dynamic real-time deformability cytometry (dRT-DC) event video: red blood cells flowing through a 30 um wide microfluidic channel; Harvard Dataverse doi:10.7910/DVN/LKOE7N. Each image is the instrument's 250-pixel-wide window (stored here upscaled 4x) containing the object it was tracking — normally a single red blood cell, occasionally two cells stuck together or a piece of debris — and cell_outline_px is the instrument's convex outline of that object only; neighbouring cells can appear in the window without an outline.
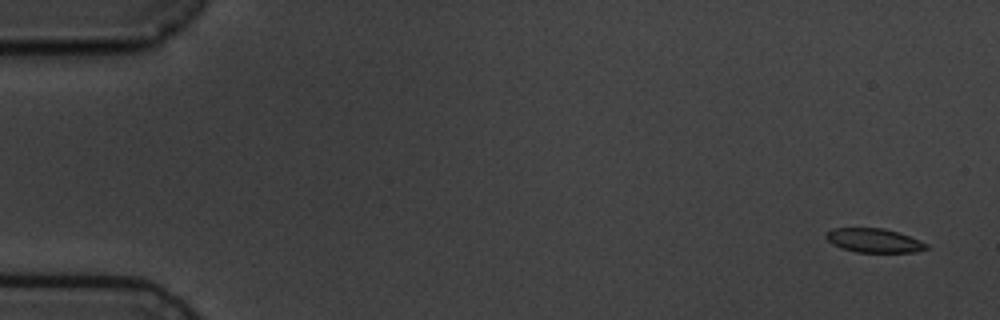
{"species": "common noctule bat (a hibernating species)", "species_latin": "Nyctalus noctula", "temperature_condition": "cold", "stored_images_in_passage": 4, "camera_frame_rate_fps": 3000, "um_per_image_px": 0.085, "animal": {"sex": "male", "body_mass_g": 19.5, "forearm_length_mm": 54.6}, "frame": {"image": 1, "passage_image": 1, "time_ms": 0.0, "image_size_px": [1000, 320], "cell_outline_px": [[928, 248], [916, 252], [856, 252], [840, 248], [832, 244], [824, 236], [832, 228], [884, 228], [920, 240], [928, 244]], "centroid_in_image_um": [74.27, 20.44], "position_along_channel_um": 10.7, "area_um2": 13.99}}